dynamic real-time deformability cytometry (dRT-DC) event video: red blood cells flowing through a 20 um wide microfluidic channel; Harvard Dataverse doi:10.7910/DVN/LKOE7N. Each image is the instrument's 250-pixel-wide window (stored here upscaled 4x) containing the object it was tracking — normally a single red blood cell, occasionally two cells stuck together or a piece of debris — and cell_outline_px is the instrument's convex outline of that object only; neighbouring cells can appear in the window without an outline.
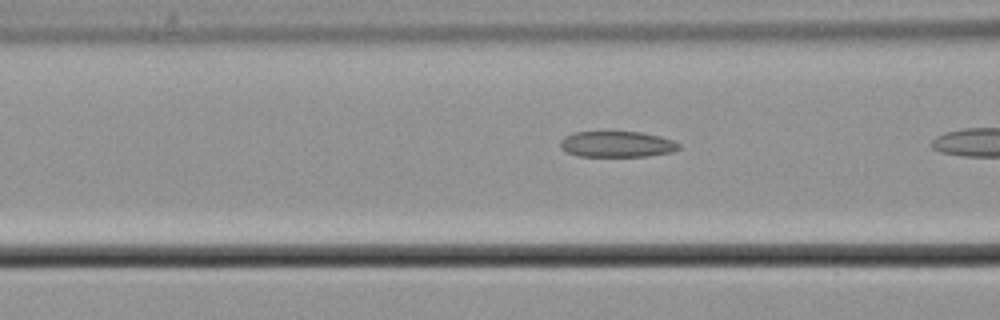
{"species": "common noctule bat (a hibernating species)", "species_latin": "Nyctalus noctula", "temperature_condition": "cold", "stored_images_in_passage": 7, "camera_frame_rate_fps": 3000, "um_per_image_px": 0.085, "animal": {"sex": "male", "body_mass_g": 21.5, "forearm_length_mm": 52.0}, "frame": {"image": 1, "passage_image": 5, "time_ms": 1.333, "image_size_px": [1000, 320], "cell_outline_px": [[680, 148], [672, 152], [648, 156], [580, 156], [568, 152], [560, 148], [560, 140], [564, 136], [572, 132], [644, 132], [660, 136], [672, 140], [680, 144]], "centroid_in_image_um": [52.44, 12.25], "position_along_channel_um": 114.2, "area_um2": 17.98}}